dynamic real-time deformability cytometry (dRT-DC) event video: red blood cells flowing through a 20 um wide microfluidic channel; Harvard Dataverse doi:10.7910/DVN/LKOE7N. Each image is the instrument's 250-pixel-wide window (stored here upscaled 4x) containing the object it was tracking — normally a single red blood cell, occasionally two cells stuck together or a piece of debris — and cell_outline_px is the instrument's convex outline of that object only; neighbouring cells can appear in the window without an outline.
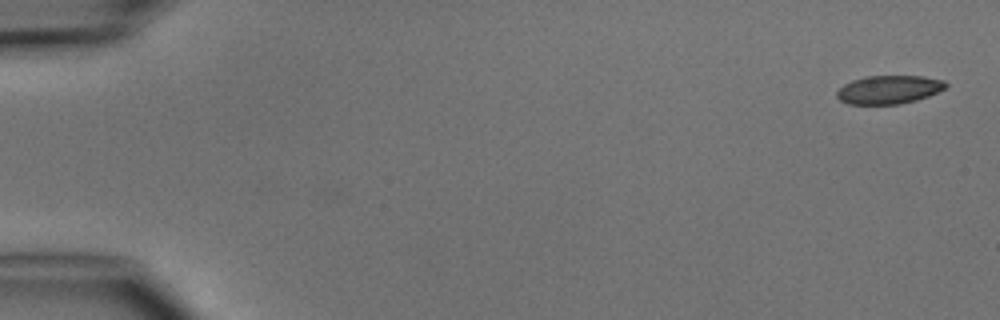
{"species": "common noctule bat (a hibernating species)", "species_latin": "Nyctalus noctula", "temperature_condition": "cold", "stored_images_in_passage": 7, "camera_frame_rate_fps": 3000, "um_per_image_px": 0.085, "animal": {"sex": "male", "body_mass_g": 15.6}, "frame": {"image": 1, "passage_image": 1, "time_ms": 0.0, "image_size_px": [1000, 320], "cell_outline_px": [[948, 84], [944, 88], [928, 96], [916, 100], [900, 104], [848, 104], [840, 100], [836, 96], [836, 92], [844, 84], [852, 80], [864, 76], [924, 76], [944, 80]], "centroid_in_image_um": [75.54, 7.61], "position_along_channel_um": 9.5, "area_um2": 18.03}}
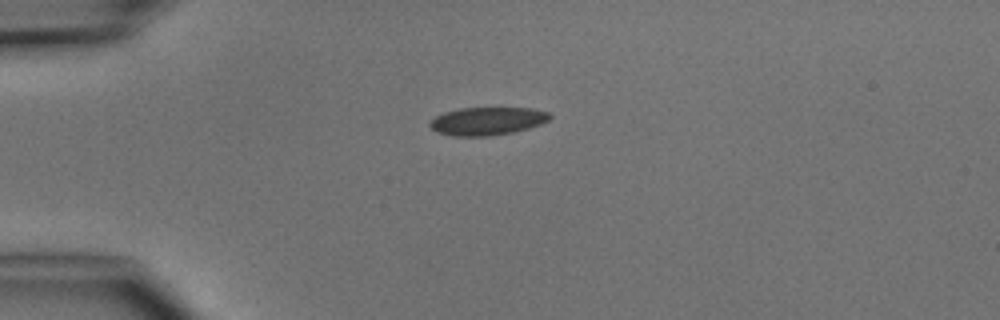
{"frame": {"image": 2, "passage_image": 4, "time_ms": 3.667, "image_size_px": [1000, 320], "cell_outline_px": [[552, 116], [548, 120], [540, 124], [528, 128], [512, 132], [488, 136], [452, 136], [436, 132], [428, 124], [436, 116], [444, 112], [456, 108], [532, 108], [548, 112]], "centroid_in_image_um": [41.39, 10.29], "position_along_channel_um": 43.6, "area_um2": 19.54}}
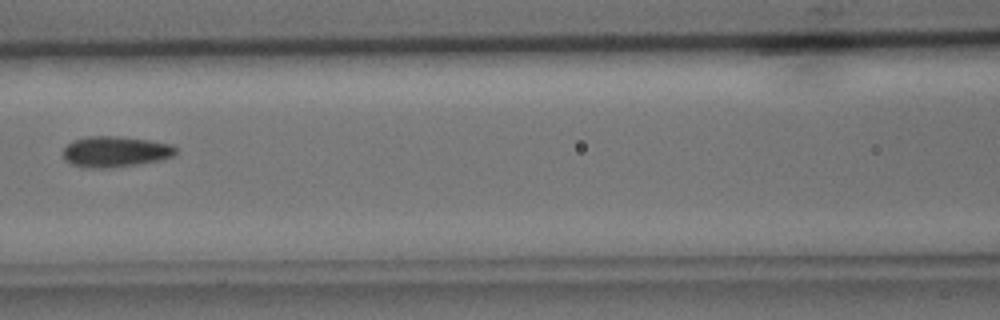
{"frame": {"image": 3, "passage_image": 7, "time_ms": 7.0, "image_size_px": [1000, 320], "cell_outline_px": [[176, 152], [172, 156], [160, 160], [136, 164], [108, 168], [84, 168], [72, 164], [64, 160], [64, 148], [72, 140], [88, 136], [120, 136], [148, 140], [172, 144], [176, 148]], "centroid_in_image_um": [9.77, 12.89], "position_along_channel_um": 156.8, "area_um2": 20.23}}